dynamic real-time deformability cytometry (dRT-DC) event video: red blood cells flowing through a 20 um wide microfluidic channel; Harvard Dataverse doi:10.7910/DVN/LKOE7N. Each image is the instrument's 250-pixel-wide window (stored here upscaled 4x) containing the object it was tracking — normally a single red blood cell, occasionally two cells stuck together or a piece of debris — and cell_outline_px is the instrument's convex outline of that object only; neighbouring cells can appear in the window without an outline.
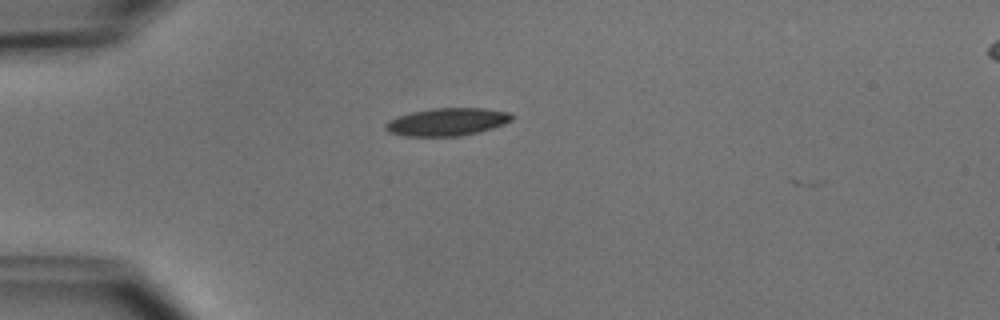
{"species": "common noctule bat (a hibernating species)", "species_latin": "Nyctalus noctula", "temperature_condition": "cold", "stored_images_in_passage": 2, "camera_frame_rate_fps": 3000, "um_per_image_px": 0.085, "animal": {"sex": "male", "body_mass_g": 15.6}, "frame": {"image": 1, "passage_image": 1, "time_ms": 0.0, "image_size_px": [1000, 320], "cell_outline_px": [[512, 120], [504, 124], [492, 128], [460, 136], [404, 136], [388, 132], [384, 128], [384, 124], [388, 120], [396, 116], [412, 112], [432, 108], [484, 108], [508, 112], [512, 116]], "centroid_in_image_um": [37.95, 10.36], "position_along_channel_um": 47.1, "area_um2": 20.4}}